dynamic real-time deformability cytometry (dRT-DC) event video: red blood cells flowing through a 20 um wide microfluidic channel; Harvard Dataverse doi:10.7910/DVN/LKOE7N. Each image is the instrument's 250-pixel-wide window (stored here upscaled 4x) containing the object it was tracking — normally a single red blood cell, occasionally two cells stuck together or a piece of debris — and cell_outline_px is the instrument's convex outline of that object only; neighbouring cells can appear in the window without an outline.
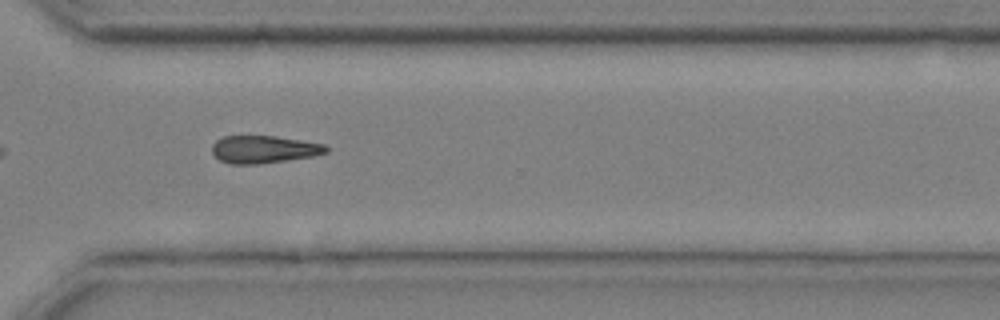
{"species": "common noctule bat (a hibernating species)", "species_latin": "Nyctalus noctula", "temperature_condition": "cold", "stored_images_in_passage": 12, "camera_frame_rate_fps": 3000, "um_per_image_px": 0.085, "animal": {"sex": "male", "body_mass_g": 20.4}, "frame": {"image": 1, "passage_image": 10, "time_ms": 3.0, "image_size_px": [1000, 320], "cell_outline_px": [[328, 152], [312, 156], [256, 164], [228, 164], [220, 160], [212, 152], [212, 144], [216, 140], [224, 136], [276, 136], [324, 144], [328, 148]], "centroid_in_image_um": [22.39, 12.69], "position_along_channel_um": 348.2, "area_um2": 18.15}}